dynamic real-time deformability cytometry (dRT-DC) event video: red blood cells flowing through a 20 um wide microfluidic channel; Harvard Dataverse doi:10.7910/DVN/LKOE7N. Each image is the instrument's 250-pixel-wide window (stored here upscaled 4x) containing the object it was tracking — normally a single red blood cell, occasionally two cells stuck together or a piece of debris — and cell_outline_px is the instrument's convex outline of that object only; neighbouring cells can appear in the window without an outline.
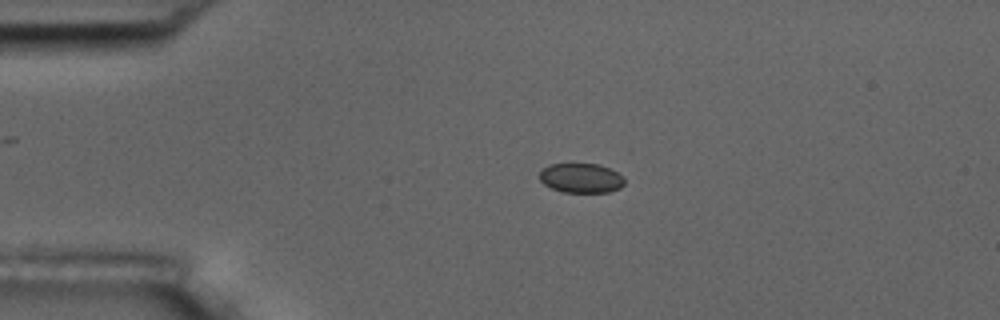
{"species": "common noctule bat (a hibernating species)", "species_latin": "Nyctalus noctula", "temperature_condition": "room temperature", "stored_images_in_passage": 3, "camera_frame_rate_fps": 3000, "um_per_image_px": 0.085, "animal": {"sex": "male", "body_mass_g": 17.5, "forearm_length_mm": 52.3}, "frame": {"image": 1, "passage_image": 2, "time_ms": 0.333, "image_size_px": [1000, 320], "cell_outline_px": [[624, 184], [620, 188], [608, 192], [564, 192], [552, 188], [544, 184], [540, 180], [540, 168], [548, 164], [600, 164], [624, 176]], "centroid_in_image_um": [49.38, 15.13], "position_along_channel_um": 35.6, "area_um2": 14.68}}